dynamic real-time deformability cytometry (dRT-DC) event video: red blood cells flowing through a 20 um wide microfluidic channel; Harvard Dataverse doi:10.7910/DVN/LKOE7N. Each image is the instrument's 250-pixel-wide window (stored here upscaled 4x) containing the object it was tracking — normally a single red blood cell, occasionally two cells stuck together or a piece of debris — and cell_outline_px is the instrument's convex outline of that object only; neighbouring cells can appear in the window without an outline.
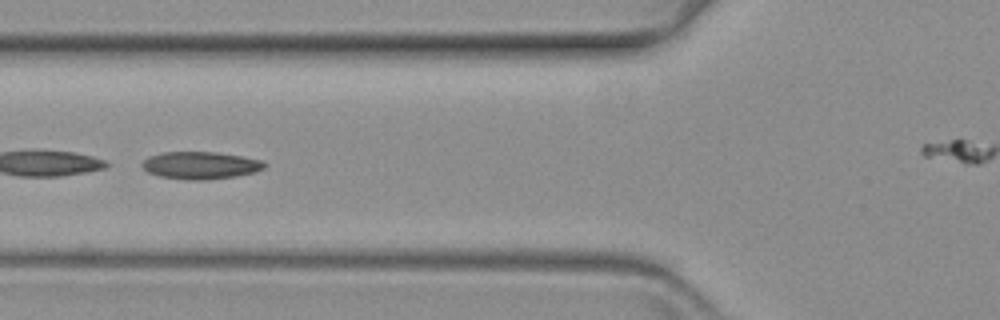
{"species": "common noctule bat (a hibernating species)", "species_latin": "Nyctalus noctula", "temperature_condition": "warm", "stored_images_in_passage": 51, "camera_frame_rate_fps": 3000, "um_per_image_px": 0.085, "animal": {"sex": "female", "body_mass_g": 19.3, "forearm_length_mm": 54.1}, "frame": {"image": 1, "passage_image": 22, "time_ms": 7.0, "image_size_px": [1000, 320], "cell_outline_px": [[268, 164], [264, 168], [252, 172], [236, 176], [204, 180], [188, 180], [160, 176], [148, 172], [140, 164], [148, 156], [160, 152], [216, 152], [240, 156], [260, 160]], "centroid_in_image_um": [17.01, 14.05], "position_along_channel_um": 108.8, "area_um2": 19.42}}